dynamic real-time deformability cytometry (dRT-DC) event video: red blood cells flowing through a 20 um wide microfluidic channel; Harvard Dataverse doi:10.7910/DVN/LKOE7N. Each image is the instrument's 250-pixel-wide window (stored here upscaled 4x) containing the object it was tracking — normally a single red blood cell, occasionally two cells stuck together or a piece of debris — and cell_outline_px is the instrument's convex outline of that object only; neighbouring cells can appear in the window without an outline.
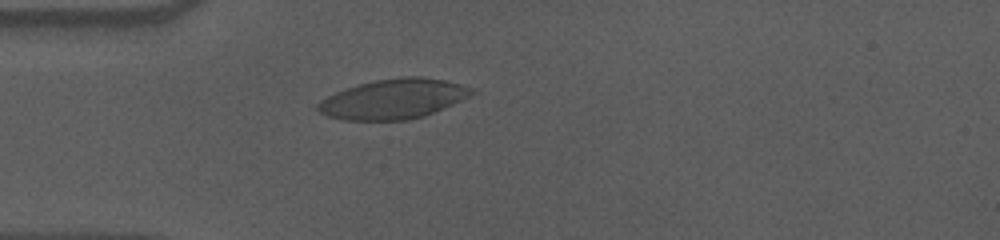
{"species": "human", "species_latin": "Homo sapiens", "temperature_condition": "cold", "stored_images_in_passage": 47, "camera_frame_rate_fps": 3000, "um_per_image_px": 0.085, "donor": {"sex": "male"}, "frame": {"image": 1, "passage_image": 6, "time_ms": 1.667, "image_size_px": [1000, 240], "cell_outline_px": [[476, 92], [452, 104], [424, 116], [408, 120], [344, 120], [328, 116], [320, 112], [316, 108], [316, 104], [320, 100], [336, 92], [360, 84], [376, 80], [400, 76], [424, 76], [444, 80], [460, 84], [472, 88]], "centroid_in_image_um": [33.43, 8.41], "position_along_channel_um": 51.6, "area_um2": 35.49}}
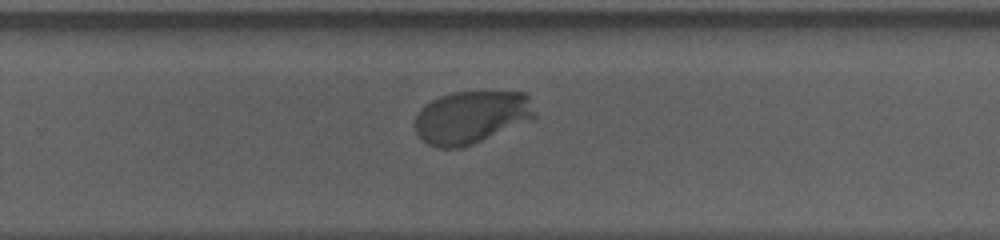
{"frame": {"image": 2, "passage_image": 27, "time_ms": 8.667, "image_size_px": [1000, 240], "cell_outline_px": [[536, 120], [464, 148], [436, 148], [428, 144], [416, 132], [416, 116], [420, 108], [424, 104], [440, 96], [452, 92], [528, 92], [536, 112]], "centroid_in_image_um": [40.15, 9.97], "position_along_channel_um": 289.7, "area_um2": 37.63}}
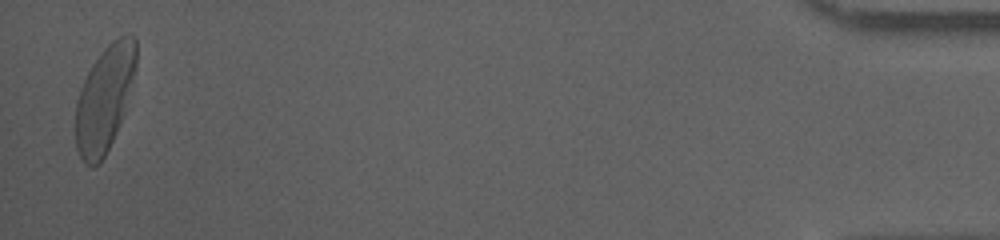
{"frame": {"image": 3, "passage_image": 46, "time_ms": 15.0, "image_size_px": [1000, 240], "cell_outline_px": [[136, 68], [124, 112], [116, 132], [104, 156], [92, 168], [84, 164], [76, 148], [76, 100], [84, 80], [92, 64], [104, 48], [112, 40], [128, 32], [136, 40]], "centroid_in_image_um": [8.88, 8.36], "position_along_channel_um": 426.3, "area_um2": 36.99}, "authors_computed_cell_mechanics": {"area_um2": 36.992, "velocity_mm_per_s": 3.5458, "shape_relaxation_time_tau1_ms": 2.5172, "shape_relaxation_time_tau2_ms": null, "deformation_change_tau1": 0.1529, "deformation_change_tau2": null}}